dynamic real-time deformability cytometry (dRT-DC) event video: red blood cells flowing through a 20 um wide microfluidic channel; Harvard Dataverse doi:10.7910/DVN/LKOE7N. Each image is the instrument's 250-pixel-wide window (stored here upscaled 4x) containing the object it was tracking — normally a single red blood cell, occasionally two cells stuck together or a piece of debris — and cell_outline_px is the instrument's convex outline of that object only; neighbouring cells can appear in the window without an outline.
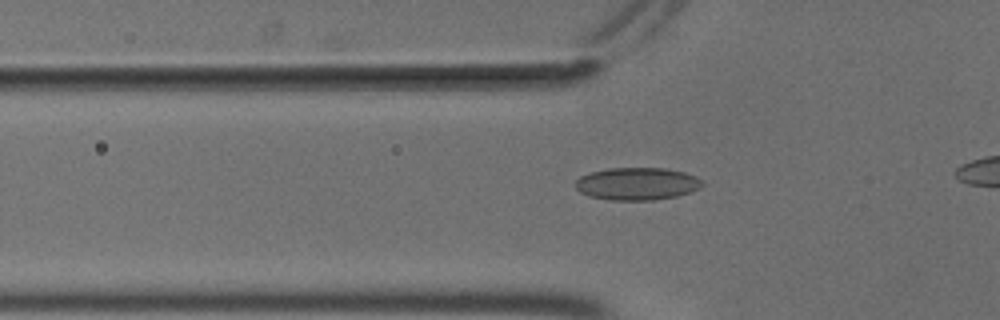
{"species": "common noctule bat (a hibernating species)", "species_latin": "Nyctalus noctula", "temperature_condition": "cold", "stored_images_in_passage": 38, "camera_frame_rate_fps": 3000, "um_per_image_px": 0.085, "animal": {"sex": "male", "body_mass_g": 18.8}, "frame": {"image": 1, "passage_image": 11, "time_ms": 3.333, "image_size_px": [1000, 320], "cell_outline_px": [[704, 184], [700, 188], [676, 196], [652, 200], [612, 200], [588, 196], [580, 192], [572, 184], [580, 176], [592, 172], [608, 168], [664, 168], [684, 172], [696, 176]], "centroid_in_image_um": [54.11, 15.62], "position_along_channel_um": 71.7, "area_um2": 24.04}}
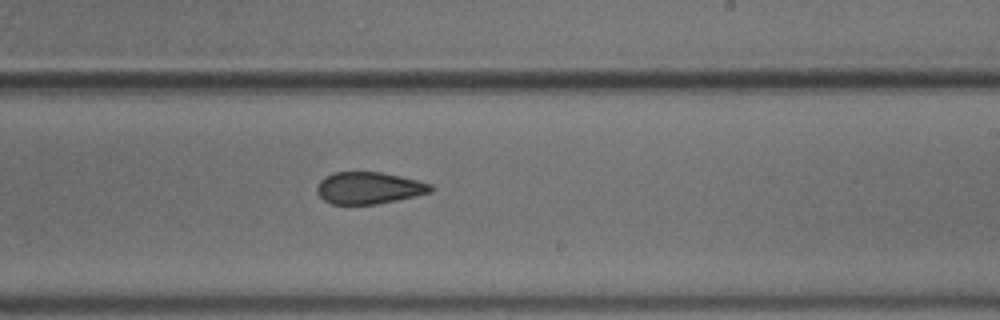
{"frame": {"image": 2, "passage_image": 26, "time_ms": 8.333, "image_size_px": [1000, 320], "cell_outline_px": [[436, 188], [432, 192], [416, 196], [376, 204], [332, 204], [324, 200], [316, 192], [316, 188], [320, 180], [332, 172], [380, 172], [400, 176], [432, 184]], "centroid_in_image_um": [31.37, 15.97], "position_along_channel_um": 257.6, "area_um2": 21.21}}
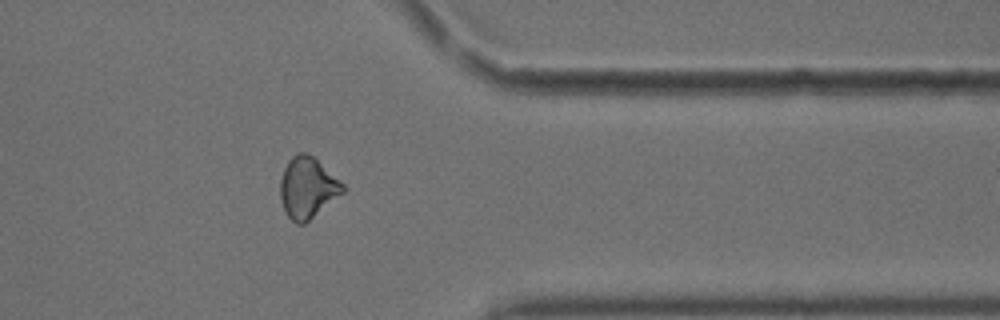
{"frame": {"image": 3, "passage_image": 37, "time_ms": 12.0, "image_size_px": [1000, 320], "cell_outline_px": [[344, 192], [304, 224], [296, 224], [284, 212], [280, 196], [280, 180], [284, 168], [288, 160], [296, 152], [304, 152], [316, 156], [344, 184]], "centroid_in_image_um": [26.14, 15.92], "position_along_channel_um": 385.3, "area_um2": 22.54}}